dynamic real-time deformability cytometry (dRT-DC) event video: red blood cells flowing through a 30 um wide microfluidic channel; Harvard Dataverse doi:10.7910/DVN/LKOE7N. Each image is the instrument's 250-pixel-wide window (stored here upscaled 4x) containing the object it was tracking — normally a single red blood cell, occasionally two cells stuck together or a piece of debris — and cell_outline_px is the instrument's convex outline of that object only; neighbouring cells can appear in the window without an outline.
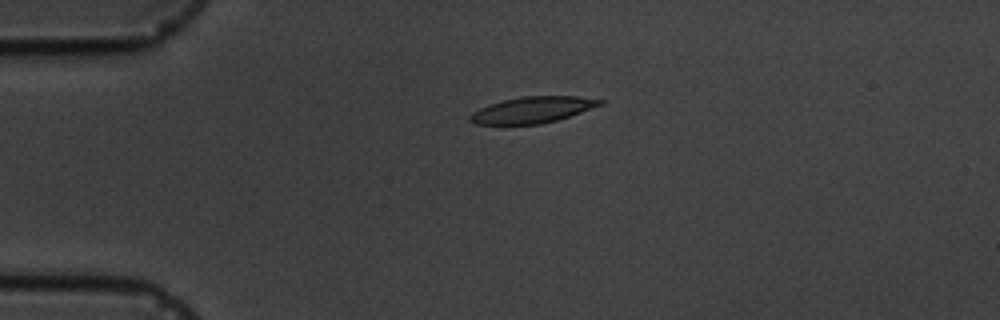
{"species": "common noctule bat (a hibernating species)", "species_latin": "Nyctalus noctula", "temperature_condition": "cold", "stored_images_in_passage": 1, "camera_frame_rate_fps": 3000, "um_per_image_px": 0.085, "animal": {"sex": "male", "body_mass_g": 19.5, "forearm_length_mm": 54.6}, "frame": {"image": 1, "passage_image": 1, "time_ms": 0.0, "image_size_px": [1000, 320], "cell_outline_px": [[604, 104], [556, 120], [540, 124], [476, 124], [468, 120], [468, 116], [472, 112], [488, 104], [520, 96], [576, 96], [604, 100]], "centroid_in_image_um": [45.23, 9.33], "position_along_channel_um": 39.8, "area_um2": 19.77}}